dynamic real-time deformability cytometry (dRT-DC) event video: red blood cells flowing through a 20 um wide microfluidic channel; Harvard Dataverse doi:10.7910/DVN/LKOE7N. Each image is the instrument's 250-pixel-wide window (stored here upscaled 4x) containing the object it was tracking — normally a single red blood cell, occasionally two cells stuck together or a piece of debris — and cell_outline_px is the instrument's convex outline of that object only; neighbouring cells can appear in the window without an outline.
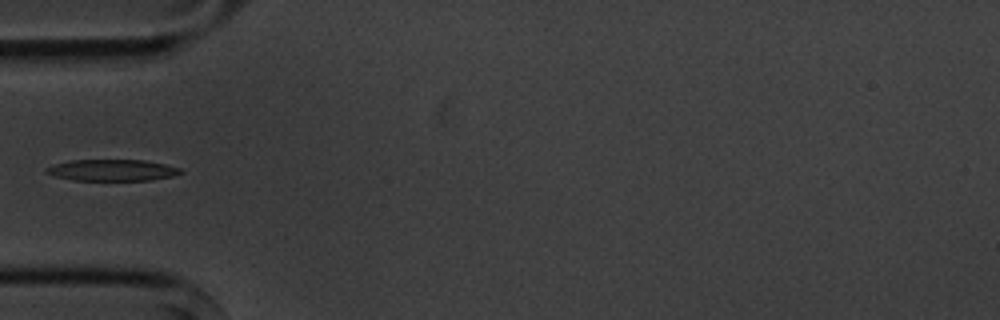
{"species": "common noctule bat (a hibernating species)", "species_latin": "Nyctalus noctula", "temperature_condition": "cold", "stored_images_in_passage": 5, "camera_frame_rate_fps": 3000, "um_per_image_px": 0.085, "animal": {"sex": "male", "body_mass_g": 20.1, "forearm_length_mm": 53.5}, "frame": {"image": 1, "passage_image": 5, "time_ms": 4.667, "image_size_px": [1000, 320], "cell_outline_px": [[184, 172], [172, 176], [152, 180], [72, 180], [56, 176], [44, 172], [44, 168], [56, 164], [72, 160], [144, 160], [164, 164], [180, 168]], "centroid_in_image_um": [9.54, 14.46], "position_along_channel_um": 75.5, "area_um2": 16.65}}